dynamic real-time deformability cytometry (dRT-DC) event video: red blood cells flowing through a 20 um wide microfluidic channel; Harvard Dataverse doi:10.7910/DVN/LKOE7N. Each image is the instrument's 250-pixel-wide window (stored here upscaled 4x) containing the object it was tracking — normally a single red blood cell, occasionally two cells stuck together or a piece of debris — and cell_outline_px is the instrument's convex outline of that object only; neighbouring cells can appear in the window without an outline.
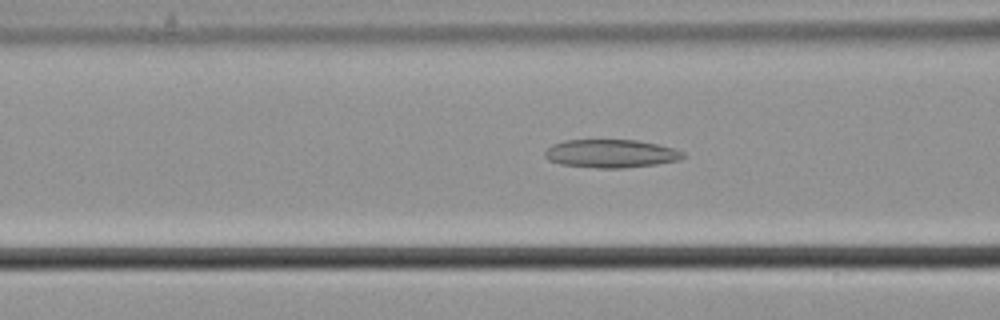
{"species": "common noctule bat (a hibernating species)", "species_latin": "Nyctalus noctula", "temperature_condition": "cold", "stored_images_in_passage": 57, "camera_frame_rate_fps": 3000, "um_per_image_px": 0.085, "animal": {"sex": "male", "body_mass_g": 21.5, "forearm_length_mm": 52.0}, "frame": {"image": 1, "passage_image": 23, "time_ms": 7.333, "image_size_px": [1000, 320], "cell_outline_px": [[688, 156], [680, 160], [656, 164], [624, 168], [596, 168], [560, 164], [548, 160], [544, 156], [544, 152], [552, 144], [564, 140], [636, 140], [656, 144], [672, 148], [684, 152]], "centroid_in_image_um": [51.93, 13.06], "position_along_channel_um": 114.7, "area_um2": 22.83}}
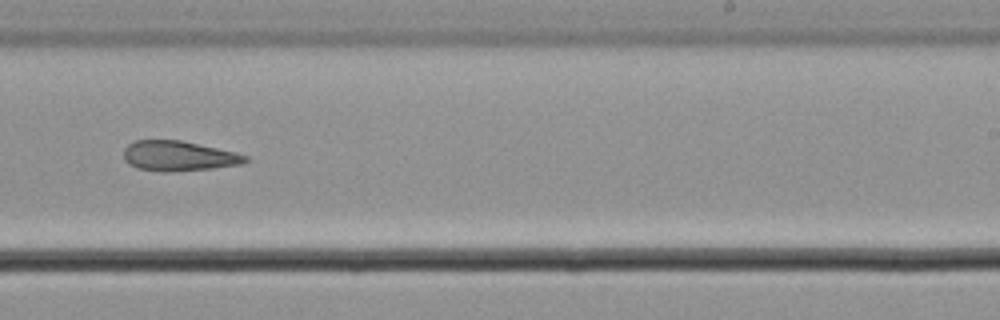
{"frame": {"image": 2, "passage_image": 36, "time_ms": 11.667, "image_size_px": [1000, 320], "cell_outline_px": [[248, 160], [240, 164], [212, 168], [168, 172], [164, 172], [136, 168], [128, 164], [124, 160], [124, 148], [128, 144], [136, 140], [180, 140], [236, 152], [248, 156]], "centroid_in_image_um": [15.15, 13.26], "position_along_channel_um": 273.9, "area_um2": 21.27}}
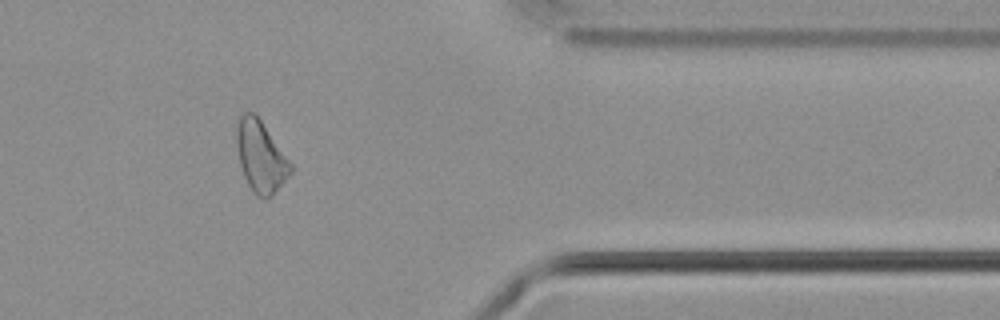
{"frame": {"image": 3, "passage_image": 47, "time_ms": 15.333, "image_size_px": [1000, 320], "cell_outline_px": [[292, 172], [272, 196], [268, 200], [264, 200], [256, 196], [252, 192], [244, 176], [240, 164], [236, 140], [236, 128], [240, 116], [244, 112], [252, 112], [260, 120], [292, 164]], "centroid_in_image_um": [22.16, 13.36], "position_along_channel_um": 389.2, "area_um2": 22.25}}